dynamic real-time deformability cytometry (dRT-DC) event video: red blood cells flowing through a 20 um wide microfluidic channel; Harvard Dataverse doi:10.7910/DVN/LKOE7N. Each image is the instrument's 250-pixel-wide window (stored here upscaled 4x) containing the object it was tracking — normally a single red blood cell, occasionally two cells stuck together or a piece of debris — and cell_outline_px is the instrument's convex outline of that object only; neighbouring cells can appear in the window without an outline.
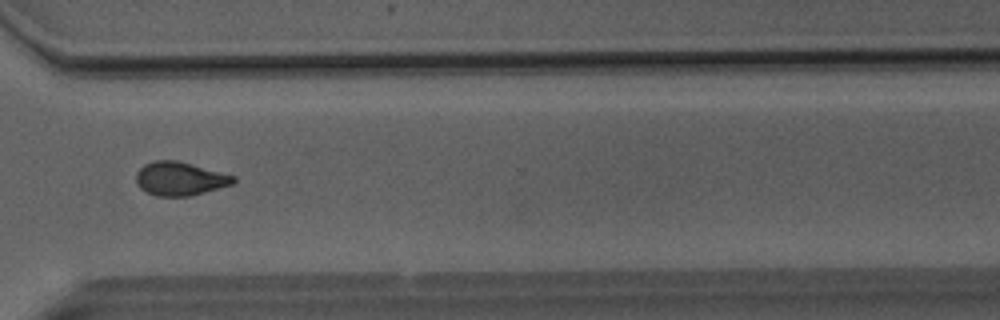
{"species": "Egyptian fruit bat (a non-hibernating species)", "species_latin": "Rousettus aegyptiacus", "temperature_condition": "room temperature", "stored_images_in_passage": 41, "camera_frame_rate_fps": 3000, "um_per_image_px": 0.085, "animal": {"sex": "male"}, "frame": {"image": 1, "passage_image": 28, "time_ms": 9.0, "image_size_px": [1000, 320], "cell_outline_px": [[236, 180], [232, 184], [204, 192], [188, 196], [156, 196], [140, 188], [136, 184], [136, 172], [144, 164], [152, 160], [176, 160], [236, 176]], "centroid_in_image_um": [15.26, 15.18], "position_along_channel_um": 355.3, "area_um2": 18.96}}
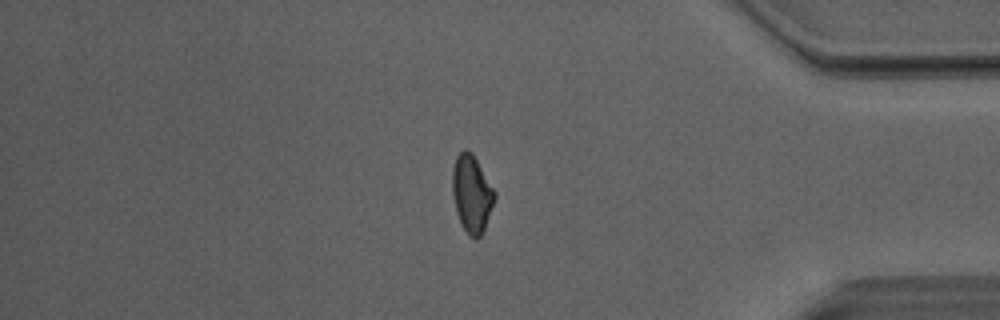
{"frame": {"image": 2, "passage_image": 33, "time_ms": 10.667, "image_size_px": [1000, 320], "cell_outline_px": [[496, 196], [484, 232], [476, 240], [468, 236], [460, 224], [456, 212], [452, 192], [452, 168], [456, 156], [464, 148], [468, 148], [472, 152], [496, 192]], "centroid_in_image_um": [40.09, 16.48], "position_along_channel_um": 395.1, "area_um2": 19.48}}
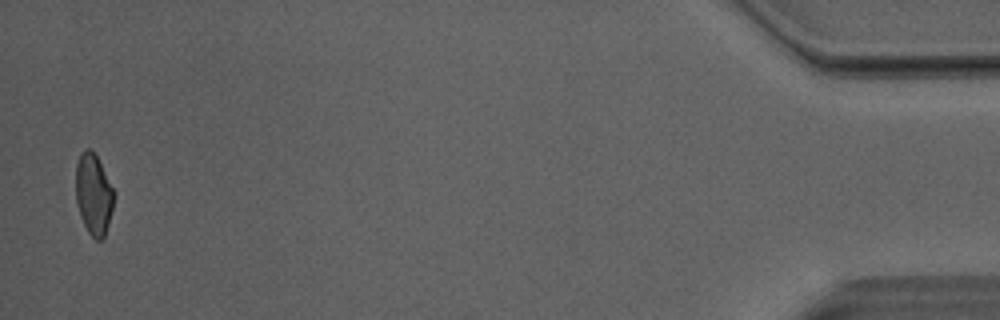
{"frame": {"image": 3, "passage_image": 40, "time_ms": 13.0, "image_size_px": [1000, 320], "cell_outline_px": [[116, 192], [108, 224], [104, 236], [100, 240], [96, 240], [88, 232], [80, 216], [76, 200], [76, 164], [80, 152], [88, 148], [96, 156]], "centroid_in_image_um": [7.95, 16.51], "position_along_channel_um": 427.2, "area_um2": 17.92}, "authors_computed_cell_mechanics": {"area_um2": 19.074, "velocity_mm_per_s": 4.0795, "shape_relaxation_time_tau1_ms": null, "shape_relaxation_time_tau2_ms": 2.4598, "deformation_change_tau1": null, "deformation_change_tau2": 0.0837}}